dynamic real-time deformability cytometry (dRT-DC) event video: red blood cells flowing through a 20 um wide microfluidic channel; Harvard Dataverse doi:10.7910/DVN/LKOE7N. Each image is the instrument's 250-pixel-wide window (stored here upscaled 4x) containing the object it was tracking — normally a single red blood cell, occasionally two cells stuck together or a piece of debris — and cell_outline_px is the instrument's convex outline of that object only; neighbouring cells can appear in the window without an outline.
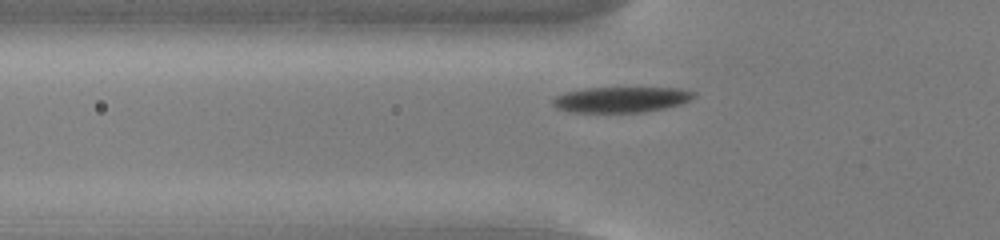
{"species": "common noctule bat (a hibernating species)", "species_latin": "Nyctalus noctula", "temperature_condition": "cold", "stored_images_in_passage": 45, "camera_frame_rate_fps": 3000, "um_per_image_px": 0.085, "animal": {"sex": "male", "body_mass_g": 13.0, "forearm_length_mm": 53.1}, "frame": {"image": 1, "passage_image": 9, "time_ms": 2.667, "image_size_px": [1000, 240], "cell_outline_px": [[696, 96], [680, 104], [664, 108], [644, 112], [568, 112], [556, 108], [552, 104], [552, 100], [556, 96], [564, 92], [584, 88], [680, 88], [696, 92]], "centroid_in_image_um": [52.77, 8.46], "position_along_channel_um": 73.0, "area_um2": 21.1}}
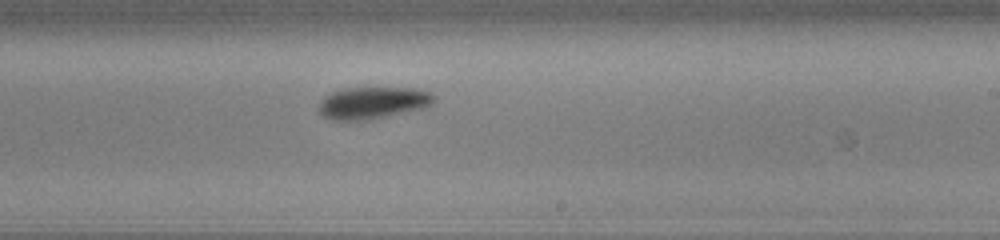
{"frame": {"image": 2, "passage_image": 24, "time_ms": 7.667, "image_size_px": [1000, 240], "cell_outline_px": [[436, 100], [432, 104], [424, 108], [364, 120], [332, 120], [324, 116], [320, 112], [320, 100], [324, 96], [340, 88], [416, 88], [432, 92], [436, 96]], "centroid_in_image_um": [31.72, 8.72], "position_along_channel_um": 257.3, "area_um2": 21.44}}
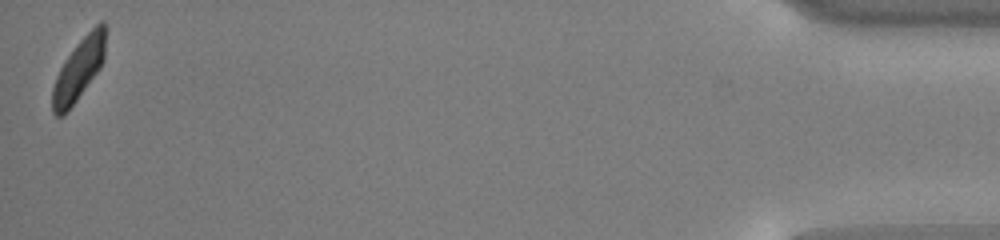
{"frame": {"image": 3, "passage_image": 45, "time_ms": 14.667, "image_size_px": [1000, 240], "cell_outline_px": [[108, 32], [104, 60], [100, 68], [68, 112], [64, 116], [56, 116], [52, 112], [52, 88], [56, 76], [64, 60], [76, 44], [100, 20], [104, 20], [108, 28]], "centroid_in_image_um": [6.74, 5.85], "position_along_channel_um": 428.5, "area_um2": 19.65}, "authors_computed_cell_mechanics": {"area_um2": 21.097, "velocity_mm_per_s": 3.6996, "shape_relaxation_time_tau1_ms": 2.1792, "shape_relaxation_time_tau2_ms": 6.1172, "deformation_change_tau1": 0.1001, "deformation_change_tau2": 0.0899}}